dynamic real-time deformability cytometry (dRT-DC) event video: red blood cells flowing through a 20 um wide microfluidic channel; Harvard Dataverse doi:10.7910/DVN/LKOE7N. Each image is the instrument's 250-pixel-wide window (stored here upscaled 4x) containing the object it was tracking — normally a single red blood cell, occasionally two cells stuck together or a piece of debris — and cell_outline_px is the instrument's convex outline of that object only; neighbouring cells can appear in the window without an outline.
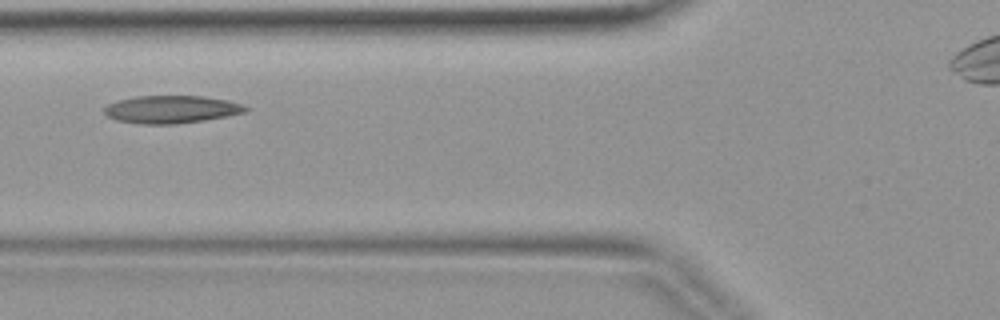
{"species": "common noctule bat (a hibernating species)", "species_latin": "Nyctalus noctula", "temperature_condition": "warm", "stored_images_in_passage": 3, "camera_frame_rate_fps": 3000, "um_per_image_px": 0.085, "animal": {"sex": "female", "body_mass_g": 19.9}, "frame": {"image": 1, "passage_image": 3, "time_ms": 0.667, "image_size_px": [1000, 320], "cell_outline_px": [[248, 112], [228, 116], [204, 120], [176, 124], [140, 124], [116, 120], [108, 116], [104, 112], [104, 108], [108, 104], [120, 100], [136, 96], [204, 96], [224, 100], [240, 104], [248, 108]], "centroid_in_image_um": [14.56, 9.3], "position_along_channel_um": 111.2, "area_um2": 22.66}}